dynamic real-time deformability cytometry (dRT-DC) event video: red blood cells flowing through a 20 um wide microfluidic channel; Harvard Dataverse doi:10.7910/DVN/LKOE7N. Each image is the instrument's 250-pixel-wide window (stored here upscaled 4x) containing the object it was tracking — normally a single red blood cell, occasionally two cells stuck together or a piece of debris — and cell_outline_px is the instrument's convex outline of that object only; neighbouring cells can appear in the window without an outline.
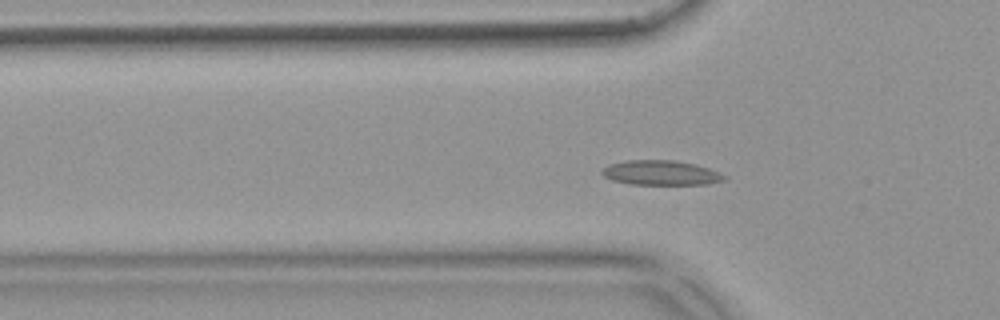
{"species": "common noctule bat (a hibernating species)", "species_latin": "Nyctalus noctula", "temperature_condition": "warm", "stored_images_in_passage": 54, "camera_frame_rate_fps": 3000, "um_per_image_px": 0.085, "animal": {"sex": "female", "body_mass_g": 18.4}, "frame": {"image": 1, "passage_image": 15, "time_ms": 4.667, "image_size_px": [1000, 320], "cell_outline_px": [[728, 176], [724, 180], [708, 184], [628, 184], [612, 180], [604, 176], [600, 172], [608, 164], [624, 160], [676, 160], [696, 164], [708, 168]], "centroid_in_image_um": [56.16, 14.68], "position_along_channel_um": 69.6, "area_um2": 17.69}}
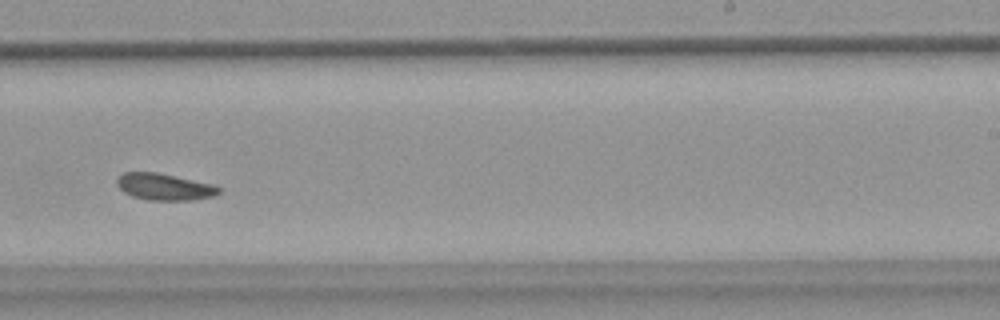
{"frame": {"image": 2, "passage_image": 32, "time_ms": 10.333, "image_size_px": [1000, 320], "cell_outline_px": [[220, 192], [212, 196], [192, 200], [148, 200], [132, 196], [124, 192], [116, 184], [116, 176], [124, 172], [156, 172], [212, 184], [220, 188]], "centroid_in_image_um": [13.92, 15.87], "position_along_channel_um": 275.1, "area_um2": 15.78}}
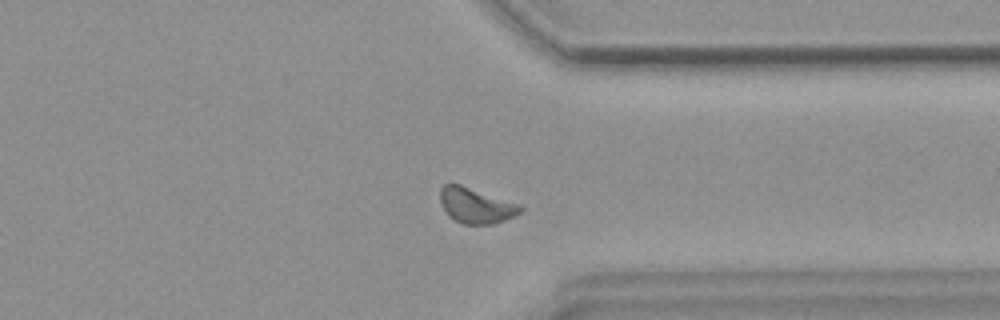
{"frame": {"image": 3, "passage_image": 40, "time_ms": 13.0, "image_size_px": [1000, 320], "cell_outline_px": [[524, 208], [516, 216], [492, 224], [464, 224], [448, 216], [440, 200], [440, 188], [444, 184], [460, 184], [520, 204]], "centroid_in_image_um": [40.47, 17.47], "position_along_channel_um": 370.9, "area_um2": 16.47}, "authors_computed_cell_mechanics": {"area_um2": 16.2418, "velocity_mm_per_s": 3.6392, "shape_relaxation_time_tau1_ms": 4.9297, "shape_relaxation_time_tau2_ms": 3.5487, "deformation_change_tau1": 0.0816, "deformation_change_tau2": 0.0677}}